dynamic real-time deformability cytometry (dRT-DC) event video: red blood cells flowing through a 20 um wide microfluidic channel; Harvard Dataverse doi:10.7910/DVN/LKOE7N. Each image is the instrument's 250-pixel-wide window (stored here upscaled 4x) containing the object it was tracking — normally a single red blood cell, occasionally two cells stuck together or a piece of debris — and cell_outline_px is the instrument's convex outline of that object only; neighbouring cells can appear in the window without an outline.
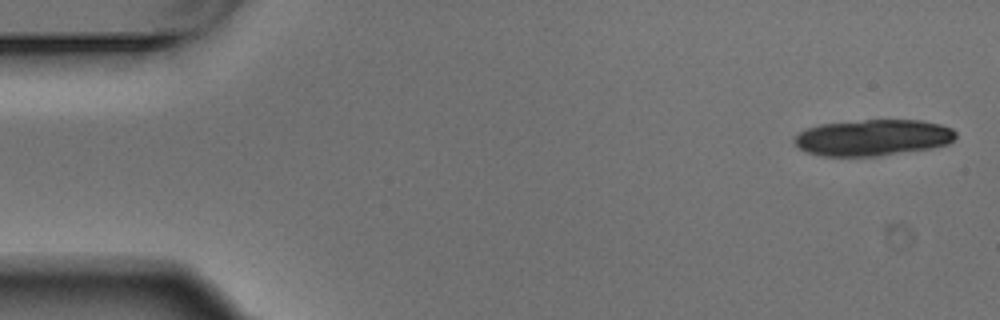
{"species": "Egyptian fruit bat (a non-hibernating species)", "species_latin": "Rousettus aegyptiacus", "temperature_condition": "warm", "stored_images_in_passage": 5, "camera_frame_rate_fps": 3000, "um_per_image_px": 0.085, "animal": {"sex": "male"}, "frame": {"image": 1, "passage_image": 1, "time_ms": 0.0, "image_size_px": [1000, 320], "cell_outline_px": [[956, 136], [948, 144], [932, 148], [876, 156], [820, 156], [808, 152], [800, 148], [792, 140], [800, 132], [808, 128], [820, 124], [864, 120], [924, 120], [940, 124], [952, 128], [956, 132]], "centroid_in_image_um": [74.22, 11.69], "position_along_channel_um": 10.8, "area_um2": 34.04}}